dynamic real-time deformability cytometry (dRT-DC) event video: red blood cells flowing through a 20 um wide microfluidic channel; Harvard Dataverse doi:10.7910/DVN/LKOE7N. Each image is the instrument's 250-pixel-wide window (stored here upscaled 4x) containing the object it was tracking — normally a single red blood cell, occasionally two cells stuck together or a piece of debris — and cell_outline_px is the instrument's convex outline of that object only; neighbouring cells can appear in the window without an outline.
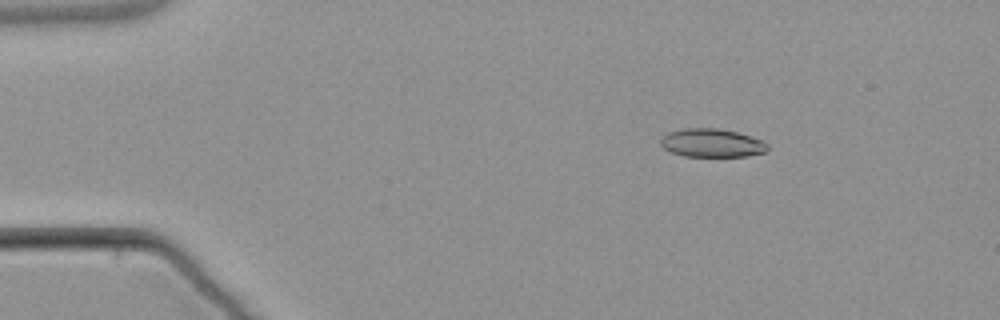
{"species": "common noctule bat (a hibernating species)", "species_latin": "Nyctalus noctula", "temperature_condition": "warm", "stored_images_in_passage": 4, "camera_frame_rate_fps": 3000, "um_per_image_px": 0.085, "animal": {"sex": "male", "body_mass_g": 21.5, "forearm_length_mm": 52.0}, "frame": {"image": 1, "passage_image": 2, "time_ms": 2.0, "image_size_px": [1000, 320], "cell_outline_px": [[768, 148], [764, 152], [748, 156], [684, 156], [672, 152], [664, 148], [660, 144], [660, 140], [668, 132], [684, 128], [716, 128], [736, 132], [760, 140], [768, 144]], "centroid_in_image_um": [60.48, 12.15], "position_along_channel_um": 24.5, "area_um2": 17.46}}